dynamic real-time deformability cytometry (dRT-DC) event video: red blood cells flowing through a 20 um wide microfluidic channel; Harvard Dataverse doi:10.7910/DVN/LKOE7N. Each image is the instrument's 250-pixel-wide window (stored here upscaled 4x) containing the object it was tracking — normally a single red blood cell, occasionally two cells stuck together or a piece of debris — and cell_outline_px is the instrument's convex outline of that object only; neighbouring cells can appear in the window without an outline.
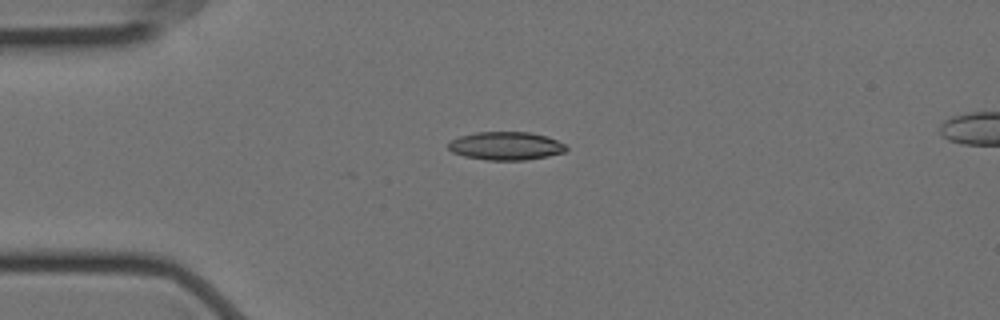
{"species": "Egyptian fruit bat (a non-hibernating species)", "species_latin": "Rousettus aegyptiacus", "temperature_condition": "cold", "stored_images_in_passage": 20, "camera_frame_rate_fps": 3000, "um_per_image_px": 0.085, "animal": {"sex": "female"}, "frame": {"image": 1, "passage_image": 14, "time_ms": 4.333, "image_size_px": [1000, 320], "cell_outline_px": [[568, 148], [564, 152], [548, 156], [524, 160], [488, 160], [464, 156], [452, 152], [448, 148], [448, 144], [452, 140], [460, 136], [476, 132], [528, 132], [548, 136], [564, 144]], "centroid_in_image_um": [43.0, 12.4], "position_along_channel_um": 42.0, "area_um2": 19.31}}
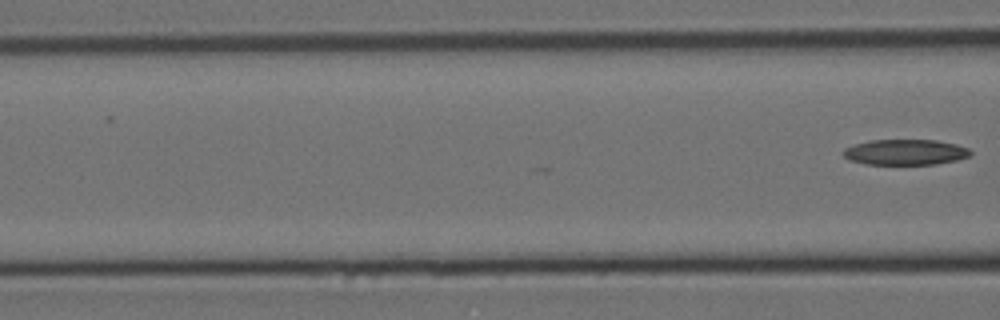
{"frame": {"image": 2, "passage_image": 20, "time_ms": 6.333, "image_size_px": [1000, 320], "cell_outline_px": [[972, 152], [968, 156], [956, 160], [936, 164], [864, 164], [848, 160], [840, 152], [844, 148], [856, 144], [872, 140], [936, 140], [956, 144], [968, 148]], "centroid_in_image_um": [76.91, 12.93], "position_along_channel_um": 89.7, "area_um2": 18.96}}